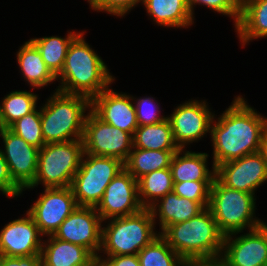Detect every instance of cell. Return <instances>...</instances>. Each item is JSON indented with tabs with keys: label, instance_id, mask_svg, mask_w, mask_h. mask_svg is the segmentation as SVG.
Here are the masks:
<instances>
[{
	"label": "cell",
	"instance_id": "6da1fadb",
	"mask_svg": "<svg viewBox=\"0 0 267 266\" xmlns=\"http://www.w3.org/2000/svg\"><path fill=\"white\" fill-rule=\"evenodd\" d=\"M266 128L267 117L249 105L242 95L234 96L230 106L220 115H214L211 123L212 165L217 167L259 152Z\"/></svg>",
	"mask_w": 267,
	"mask_h": 266
},
{
	"label": "cell",
	"instance_id": "7a4b0ae2",
	"mask_svg": "<svg viewBox=\"0 0 267 266\" xmlns=\"http://www.w3.org/2000/svg\"><path fill=\"white\" fill-rule=\"evenodd\" d=\"M82 31L69 44L62 71L57 76V90L90 99L111 86L115 76L102 57L86 42Z\"/></svg>",
	"mask_w": 267,
	"mask_h": 266
},
{
	"label": "cell",
	"instance_id": "3957f363",
	"mask_svg": "<svg viewBox=\"0 0 267 266\" xmlns=\"http://www.w3.org/2000/svg\"><path fill=\"white\" fill-rule=\"evenodd\" d=\"M160 235L184 261L221 258L225 235L208 207L187 221L169 225Z\"/></svg>",
	"mask_w": 267,
	"mask_h": 266
},
{
	"label": "cell",
	"instance_id": "277c9868",
	"mask_svg": "<svg viewBox=\"0 0 267 266\" xmlns=\"http://www.w3.org/2000/svg\"><path fill=\"white\" fill-rule=\"evenodd\" d=\"M41 104V126L45 144L83 138L84 125L91 111V99L57 89Z\"/></svg>",
	"mask_w": 267,
	"mask_h": 266
},
{
	"label": "cell",
	"instance_id": "5b68a950",
	"mask_svg": "<svg viewBox=\"0 0 267 266\" xmlns=\"http://www.w3.org/2000/svg\"><path fill=\"white\" fill-rule=\"evenodd\" d=\"M103 223L98 256L137 255L160 235L151 210L146 208L133 215L104 220Z\"/></svg>",
	"mask_w": 267,
	"mask_h": 266
},
{
	"label": "cell",
	"instance_id": "8992f818",
	"mask_svg": "<svg viewBox=\"0 0 267 266\" xmlns=\"http://www.w3.org/2000/svg\"><path fill=\"white\" fill-rule=\"evenodd\" d=\"M208 209L224 235L257 228L265 221L256 217L254 194L228 188L217 178L210 188Z\"/></svg>",
	"mask_w": 267,
	"mask_h": 266
},
{
	"label": "cell",
	"instance_id": "52a82bcc",
	"mask_svg": "<svg viewBox=\"0 0 267 266\" xmlns=\"http://www.w3.org/2000/svg\"><path fill=\"white\" fill-rule=\"evenodd\" d=\"M84 153L83 140L45 144L39 149L38 169L34 182L26 189L69 187L80 167Z\"/></svg>",
	"mask_w": 267,
	"mask_h": 266
},
{
	"label": "cell",
	"instance_id": "ba28073f",
	"mask_svg": "<svg viewBox=\"0 0 267 266\" xmlns=\"http://www.w3.org/2000/svg\"><path fill=\"white\" fill-rule=\"evenodd\" d=\"M124 169V162L117 158L84 152L70 186L77 205L96 207L108 184Z\"/></svg>",
	"mask_w": 267,
	"mask_h": 266
},
{
	"label": "cell",
	"instance_id": "9c48e42d",
	"mask_svg": "<svg viewBox=\"0 0 267 266\" xmlns=\"http://www.w3.org/2000/svg\"><path fill=\"white\" fill-rule=\"evenodd\" d=\"M211 110L207 100L191 98L178 104L173 112L171 111L172 114L167 115L175 143L180 149L187 148L193 142H200L207 133L210 135L215 115V111Z\"/></svg>",
	"mask_w": 267,
	"mask_h": 266
},
{
	"label": "cell",
	"instance_id": "30bf717a",
	"mask_svg": "<svg viewBox=\"0 0 267 266\" xmlns=\"http://www.w3.org/2000/svg\"><path fill=\"white\" fill-rule=\"evenodd\" d=\"M82 140L85 153L117 158L124 163L133 148L130 133L105 123L92 111L86 117Z\"/></svg>",
	"mask_w": 267,
	"mask_h": 266
},
{
	"label": "cell",
	"instance_id": "8fae6325",
	"mask_svg": "<svg viewBox=\"0 0 267 266\" xmlns=\"http://www.w3.org/2000/svg\"><path fill=\"white\" fill-rule=\"evenodd\" d=\"M246 231L225 235L221 259L226 266H267V220Z\"/></svg>",
	"mask_w": 267,
	"mask_h": 266
},
{
	"label": "cell",
	"instance_id": "7c38bea8",
	"mask_svg": "<svg viewBox=\"0 0 267 266\" xmlns=\"http://www.w3.org/2000/svg\"><path fill=\"white\" fill-rule=\"evenodd\" d=\"M71 187L44 188L37 200L26 210L45 237L53 235L61 223L77 207Z\"/></svg>",
	"mask_w": 267,
	"mask_h": 266
},
{
	"label": "cell",
	"instance_id": "4fadbf2b",
	"mask_svg": "<svg viewBox=\"0 0 267 266\" xmlns=\"http://www.w3.org/2000/svg\"><path fill=\"white\" fill-rule=\"evenodd\" d=\"M102 224L103 220L95 207L77 206L53 236L85 247L97 258L102 245Z\"/></svg>",
	"mask_w": 267,
	"mask_h": 266
},
{
	"label": "cell",
	"instance_id": "5bb4252c",
	"mask_svg": "<svg viewBox=\"0 0 267 266\" xmlns=\"http://www.w3.org/2000/svg\"><path fill=\"white\" fill-rule=\"evenodd\" d=\"M0 138L3 144L0 148L13 181L22 190L28 188L37 174L39 148L28 144L8 128L0 131Z\"/></svg>",
	"mask_w": 267,
	"mask_h": 266
},
{
	"label": "cell",
	"instance_id": "9a60e30c",
	"mask_svg": "<svg viewBox=\"0 0 267 266\" xmlns=\"http://www.w3.org/2000/svg\"><path fill=\"white\" fill-rule=\"evenodd\" d=\"M216 178L226 187L256 195L267 182V163L257 152L216 167Z\"/></svg>",
	"mask_w": 267,
	"mask_h": 266
},
{
	"label": "cell",
	"instance_id": "2e32d148",
	"mask_svg": "<svg viewBox=\"0 0 267 266\" xmlns=\"http://www.w3.org/2000/svg\"><path fill=\"white\" fill-rule=\"evenodd\" d=\"M95 208L103 221L141 211L143 207L139 201L137 180L124 169L108 184Z\"/></svg>",
	"mask_w": 267,
	"mask_h": 266
},
{
	"label": "cell",
	"instance_id": "e0dca14e",
	"mask_svg": "<svg viewBox=\"0 0 267 266\" xmlns=\"http://www.w3.org/2000/svg\"><path fill=\"white\" fill-rule=\"evenodd\" d=\"M43 237L32 216L26 211L25 216L10 221L0 230V255H40Z\"/></svg>",
	"mask_w": 267,
	"mask_h": 266
},
{
	"label": "cell",
	"instance_id": "ac0fdd59",
	"mask_svg": "<svg viewBox=\"0 0 267 266\" xmlns=\"http://www.w3.org/2000/svg\"><path fill=\"white\" fill-rule=\"evenodd\" d=\"M91 111L105 123L132 136L138 127L132 95L113 90L110 86L91 99Z\"/></svg>",
	"mask_w": 267,
	"mask_h": 266
},
{
	"label": "cell",
	"instance_id": "d6986e66",
	"mask_svg": "<svg viewBox=\"0 0 267 266\" xmlns=\"http://www.w3.org/2000/svg\"><path fill=\"white\" fill-rule=\"evenodd\" d=\"M149 209L155 225L157 226V222L159 224V233L161 234L169 225L187 221L201 213L205 207L201 203L180 197L172 191L159 199Z\"/></svg>",
	"mask_w": 267,
	"mask_h": 266
},
{
	"label": "cell",
	"instance_id": "ffe728a7",
	"mask_svg": "<svg viewBox=\"0 0 267 266\" xmlns=\"http://www.w3.org/2000/svg\"><path fill=\"white\" fill-rule=\"evenodd\" d=\"M209 154L196 152L190 149H179L175 152L170 171L173 183L184 181H214L216 178V167H208Z\"/></svg>",
	"mask_w": 267,
	"mask_h": 266
},
{
	"label": "cell",
	"instance_id": "44dd1931",
	"mask_svg": "<svg viewBox=\"0 0 267 266\" xmlns=\"http://www.w3.org/2000/svg\"><path fill=\"white\" fill-rule=\"evenodd\" d=\"M43 240L41 266H88L95 257L85 248L70 242L62 241L53 235Z\"/></svg>",
	"mask_w": 267,
	"mask_h": 266
},
{
	"label": "cell",
	"instance_id": "7402d4cb",
	"mask_svg": "<svg viewBox=\"0 0 267 266\" xmlns=\"http://www.w3.org/2000/svg\"><path fill=\"white\" fill-rule=\"evenodd\" d=\"M150 20L164 28H191L195 19L187 0H142Z\"/></svg>",
	"mask_w": 267,
	"mask_h": 266
},
{
	"label": "cell",
	"instance_id": "603a6c76",
	"mask_svg": "<svg viewBox=\"0 0 267 266\" xmlns=\"http://www.w3.org/2000/svg\"><path fill=\"white\" fill-rule=\"evenodd\" d=\"M16 52V60L21 78L33 89H43L57 81V77L50 71L43 61L39 50L30 41H25Z\"/></svg>",
	"mask_w": 267,
	"mask_h": 266
},
{
	"label": "cell",
	"instance_id": "cb8c5ba5",
	"mask_svg": "<svg viewBox=\"0 0 267 266\" xmlns=\"http://www.w3.org/2000/svg\"><path fill=\"white\" fill-rule=\"evenodd\" d=\"M234 30L241 47L253 40L267 38V0H242L240 18Z\"/></svg>",
	"mask_w": 267,
	"mask_h": 266
},
{
	"label": "cell",
	"instance_id": "d4e9b609",
	"mask_svg": "<svg viewBox=\"0 0 267 266\" xmlns=\"http://www.w3.org/2000/svg\"><path fill=\"white\" fill-rule=\"evenodd\" d=\"M133 148L145 150H179L168 118L161 122L138 126L132 136Z\"/></svg>",
	"mask_w": 267,
	"mask_h": 266
},
{
	"label": "cell",
	"instance_id": "484cf974",
	"mask_svg": "<svg viewBox=\"0 0 267 266\" xmlns=\"http://www.w3.org/2000/svg\"><path fill=\"white\" fill-rule=\"evenodd\" d=\"M178 150H145L132 148L125 169L138 180L143 175L159 169L169 168Z\"/></svg>",
	"mask_w": 267,
	"mask_h": 266
},
{
	"label": "cell",
	"instance_id": "4316f807",
	"mask_svg": "<svg viewBox=\"0 0 267 266\" xmlns=\"http://www.w3.org/2000/svg\"><path fill=\"white\" fill-rule=\"evenodd\" d=\"M64 37L44 36L29 39L39 50L43 61L50 71L57 77L62 71L69 44L80 33L67 31Z\"/></svg>",
	"mask_w": 267,
	"mask_h": 266
},
{
	"label": "cell",
	"instance_id": "83f0119b",
	"mask_svg": "<svg viewBox=\"0 0 267 266\" xmlns=\"http://www.w3.org/2000/svg\"><path fill=\"white\" fill-rule=\"evenodd\" d=\"M138 196L143 208L149 209L163 196L173 191V178L170 168L147 173L138 180Z\"/></svg>",
	"mask_w": 267,
	"mask_h": 266
},
{
	"label": "cell",
	"instance_id": "f1b7e54d",
	"mask_svg": "<svg viewBox=\"0 0 267 266\" xmlns=\"http://www.w3.org/2000/svg\"><path fill=\"white\" fill-rule=\"evenodd\" d=\"M31 90H15L4 95L1 104V115L5 128L16 120L33 112L37 108L40 98Z\"/></svg>",
	"mask_w": 267,
	"mask_h": 266
},
{
	"label": "cell",
	"instance_id": "f546056e",
	"mask_svg": "<svg viewBox=\"0 0 267 266\" xmlns=\"http://www.w3.org/2000/svg\"><path fill=\"white\" fill-rule=\"evenodd\" d=\"M137 255L141 266H183L185 262L161 235Z\"/></svg>",
	"mask_w": 267,
	"mask_h": 266
},
{
	"label": "cell",
	"instance_id": "4dcf8cb0",
	"mask_svg": "<svg viewBox=\"0 0 267 266\" xmlns=\"http://www.w3.org/2000/svg\"><path fill=\"white\" fill-rule=\"evenodd\" d=\"M8 129L28 144L41 149L45 145L41 126V105L33 112L16 120Z\"/></svg>",
	"mask_w": 267,
	"mask_h": 266
},
{
	"label": "cell",
	"instance_id": "1f68e13d",
	"mask_svg": "<svg viewBox=\"0 0 267 266\" xmlns=\"http://www.w3.org/2000/svg\"><path fill=\"white\" fill-rule=\"evenodd\" d=\"M187 3L194 19V9L196 5H201L207 9L213 10L215 13L222 14V16L224 15L232 18L234 27L238 24L242 8V0H187Z\"/></svg>",
	"mask_w": 267,
	"mask_h": 266
},
{
	"label": "cell",
	"instance_id": "d6a6232c",
	"mask_svg": "<svg viewBox=\"0 0 267 266\" xmlns=\"http://www.w3.org/2000/svg\"><path fill=\"white\" fill-rule=\"evenodd\" d=\"M134 106L136 109V118L138 126L155 124L167 118V115L161 114L159 101L155 97H134L132 95ZM160 114V115H159Z\"/></svg>",
	"mask_w": 267,
	"mask_h": 266
},
{
	"label": "cell",
	"instance_id": "836d02e7",
	"mask_svg": "<svg viewBox=\"0 0 267 266\" xmlns=\"http://www.w3.org/2000/svg\"><path fill=\"white\" fill-rule=\"evenodd\" d=\"M212 184L213 181H184L181 183H174L173 191L178 196L201 203L207 208Z\"/></svg>",
	"mask_w": 267,
	"mask_h": 266
},
{
	"label": "cell",
	"instance_id": "e575fe53",
	"mask_svg": "<svg viewBox=\"0 0 267 266\" xmlns=\"http://www.w3.org/2000/svg\"><path fill=\"white\" fill-rule=\"evenodd\" d=\"M142 0H97L89 9L96 12H105L120 18H125Z\"/></svg>",
	"mask_w": 267,
	"mask_h": 266
},
{
	"label": "cell",
	"instance_id": "d590c367",
	"mask_svg": "<svg viewBox=\"0 0 267 266\" xmlns=\"http://www.w3.org/2000/svg\"><path fill=\"white\" fill-rule=\"evenodd\" d=\"M0 194L6 198H18L23 194V190L13 181L8 164L4 159L0 148Z\"/></svg>",
	"mask_w": 267,
	"mask_h": 266
},
{
	"label": "cell",
	"instance_id": "8d00e7d4",
	"mask_svg": "<svg viewBox=\"0 0 267 266\" xmlns=\"http://www.w3.org/2000/svg\"><path fill=\"white\" fill-rule=\"evenodd\" d=\"M99 266H141L138 255L98 256Z\"/></svg>",
	"mask_w": 267,
	"mask_h": 266
},
{
	"label": "cell",
	"instance_id": "74e56055",
	"mask_svg": "<svg viewBox=\"0 0 267 266\" xmlns=\"http://www.w3.org/2000/svg\"><path fill=\"white\" fill-rule=\"evenodd\" d=\"M0 266H41L40 255L22 257L0 255Z\"/></svg>",
	"mask_w": 267,
	"mask_h": 266
},
{
	"label": "cell",
	"instance_id": "f35d334b",
	"mask_svg": "<svg viewBox=\"0 0 267 266\" xmlns=\"http://www.w3.org/2000/svg\"><path fill=\"white\" fill-rule=\"evenodd\" d=\"M183 266H226V265L221 258H216V259L186 260Z\"/></svg>",
	"mask_w": 267,
	"mask_h": 266
},
{
	"label": "cell",
	"instance_id": "ab89813d",
	"mask_svg": "<svg viewBox=\"0 0 267 266\" xmlns=\"http://www.w3.org/2000/svg\"><path fill=\"white\" fill-rule=\"evenodd\" d=\"M259 153L262 155V157L267 163V128L264 130L261 137Z\"/></svg>",
	"mask_w": 267,
	"mask_h": 266
},
{
	"label": "cell",
	"instance_id": "60d3db41",
	"mask_svg": "<svg viewBox=\"0 0 267 266\" xmlns=\"http://www.w3.org/2000/svg\"><path fill=\"white\" fill-rule=\"evenodd\" d=\"M2 129H5V127H4L3 120H2V115H1V104H0V131H1Z\"/></svg>",
	"mask_w": 267,
	"mask_h": 266
},
{
	"label": "cell",
	"instance_id": "b9f144b4",
	"mask_svg": "<svg viewBox=\"0 0 267 266\" xmlns=\"http://www.w3.org/2000/svg\"><path fill=\"white\" fill-rule=\"evenodd\" d=\"M88 266H99L97 262V258H95Z\"/></svg>",
	"mask_w": 267,
	"mask_h": 266
},
{
	"label": "cell",
	"instance_id": "7bdbcfd3",
	"mask_svg": "<svg viewBox=\"0 0 267 266\" xmlns=\"http://www.w3.org/2000/svg\"><path fill=\"white\" fill-rule=\"evenodd\" d=\"M89 3V7H91L97 0H86Z\"/></svg>",
	"mask_w": 267,
	"mask_h": 266
}]
</instances>
